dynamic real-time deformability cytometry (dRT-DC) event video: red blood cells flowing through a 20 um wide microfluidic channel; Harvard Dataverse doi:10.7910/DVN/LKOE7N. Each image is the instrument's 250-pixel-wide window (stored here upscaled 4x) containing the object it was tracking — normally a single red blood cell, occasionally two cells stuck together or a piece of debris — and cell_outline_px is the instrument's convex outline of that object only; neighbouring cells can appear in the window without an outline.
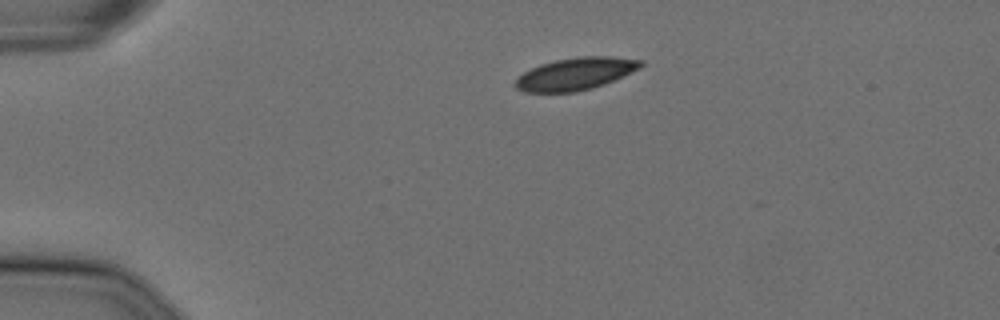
{"species": "Egyptian fruit bat (a non-hibernating species)", "species_latin": "Rousettus aegyptiacus", "temperature_condition": "cold", "stored_images_in_passage": 45, "camera_frame_rate_fps": 3000, "um_per_image_px": 0.085, "animal": {"sex": "female"}, "frame": {"image": 1, "passage_image": 1, "time_ms": 0.0, "image_size_px": [1000, 320], "cell_outline_px": [[644, 64], [640, 68], [624, 76], [604, 84], [592, 88], [572, 92], [524, 92], [516, 88], [516, 80], [524, 72], [540, 64], [556, 60], [576, 56], [612, 56], [644, 60]], "centroid_in_image_um": [48.97, 6.26], "position_along_channel_um": 36.0, "area_um2": 23.58}}
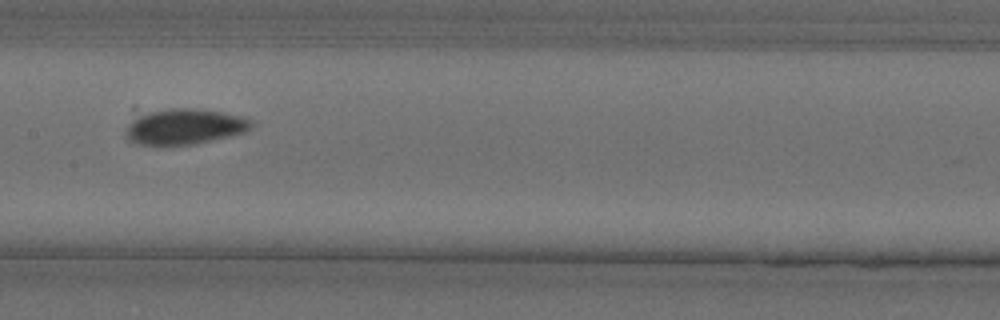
{"frame": {"image": 2, "passage_image": 18, "time_ms": 5.667, "image_size_px": [1000, 320], "cell_outline_px": [[256, 120], [252, 128], [244, 132], [196, 144], [164, 148], [160, 148], [136, 144], [128, 140], [124, 132], [124, 128], [132, 120], [148, 112], [172, 108], [196, 108], [244, 116]], "centroid_in_image_um": [15.67, 10.81], "position_along_channel_um": 191.7, "area_um2": 26.99}}
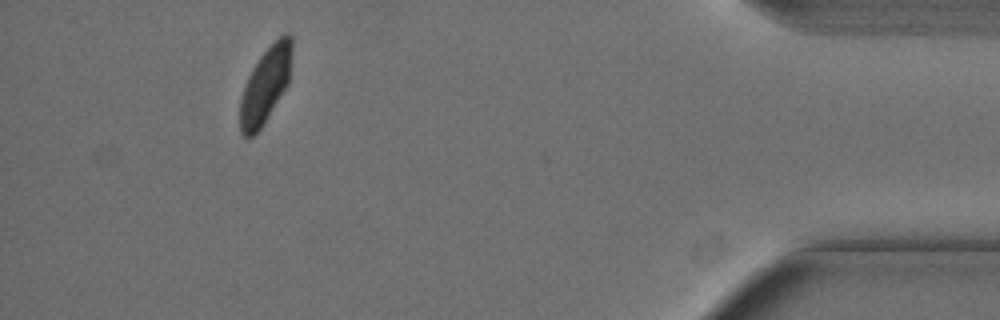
{"frame": {"image": 3, "passage_image": 41, "time_ms": 13.333, "image_size_px": [1000, 320], "cell_outline_px": [[292, 52], [288, 84], [260, 128], [252, 136], [244, 136], [240, 132], [240, 100], [248, 76], [252, 68], [260, 56], [284, 32], [292, 36]], "centroid_in_image_um": [22.57, 7.21], "position_along_channel_um": 412.6, "area_um2": 22.43}, "authors_computed_cell_mechanics": {"area_um2": 24.7962, "velocity_mm_per_s": 3.5844, "shape_relaxation_time_tau1_ms": 4.043, "shape_relaxation_time_tau2_ms": null, "deformation_change_tau1": 0.1068, "deformation_change_tau2": null}}